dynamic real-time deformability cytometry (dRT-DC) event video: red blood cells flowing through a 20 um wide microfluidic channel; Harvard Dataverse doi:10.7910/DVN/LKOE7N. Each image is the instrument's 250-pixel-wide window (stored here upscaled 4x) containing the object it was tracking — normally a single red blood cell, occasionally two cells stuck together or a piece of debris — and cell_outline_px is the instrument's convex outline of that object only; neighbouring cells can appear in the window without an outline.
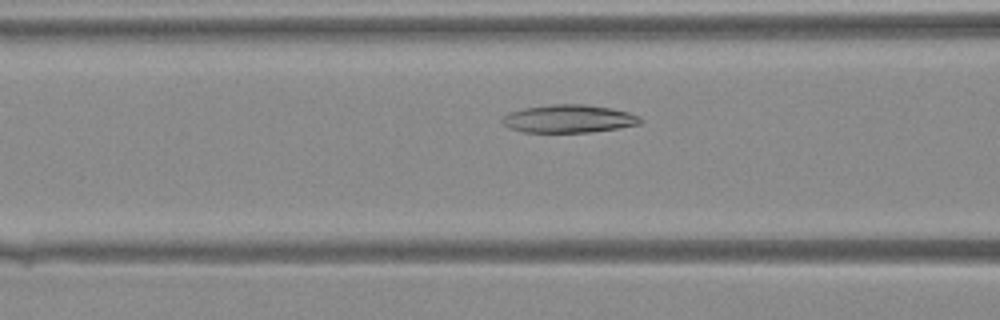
{"species": "Egyptian fruit bat (a non-hibernating species)", "species_latin": "Rousettus aegyptiacus", "temperature_condition": "warm", "stored_images_in_passage": 29, "camera_frame_rate_fps": 3000, "um_per_image_px": 0.085, "animal": {"sex": "female"}, "frame": {"image": 1, "passage_image": 4, "time_ms": 1.0, "image_size_px": [1000, 320], "cell_outline_px": [[644, 120], [640, 124], [620, 128], [588, 132], [524, 132], [508, 128], [500, 120], [500, 116], [508, 112], [524, 108], [552, 104], [584, 104], [612, 108], [628, 112], [640, 116]], "centroid_in_image_um": [48.33, 10.09], "position_along_channel_um": 118.3, "area_um2": 22.77}}
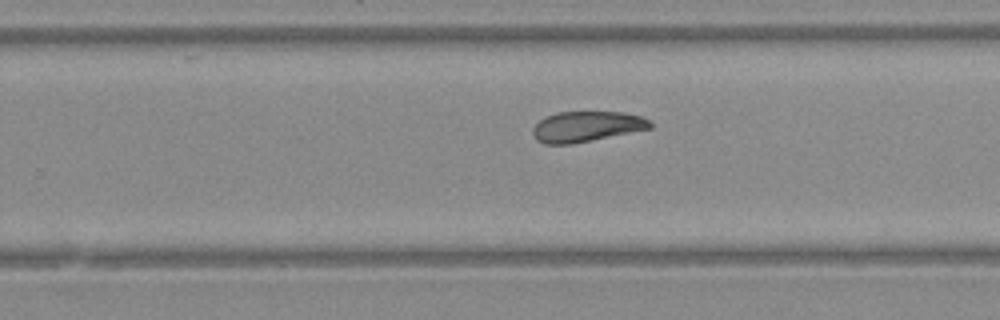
{"frame": {"image": 2, "passage_image": 14, "time_ms": 4.333, "image_size_px": [1000, 320], "cell_outline_px": [[652, 128], [572, 144], [544, 144], [536, 140], [532, 132], [532, 128], [544, 116], [556, 112], [624, 112], [640, 116], [648, 120], [652, 124]], "centroid_in_image_um": [49.82, 10.75], "position_along_channel_um": 280.0, "area_um2": 20.87}}
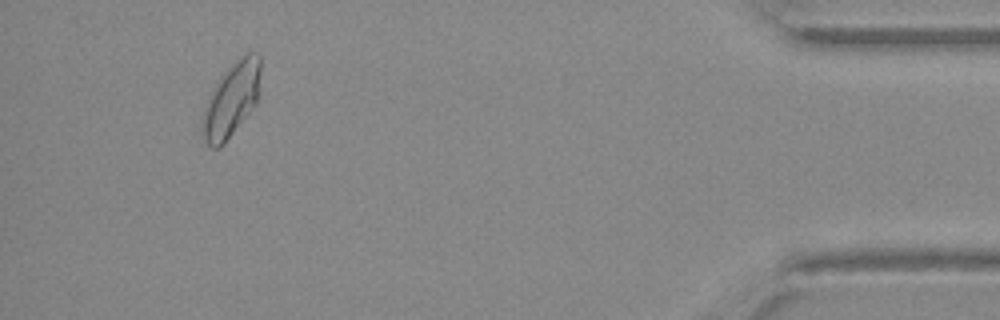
{"frame": {"image": 3, "passage_image": 26, "time_ms": 8.333, "image_size_px": [1000, 320], "cell_outline_px": [[260, 92], [256, 104], [224, 144], [220, 148], [212, 148], [204, 140], [200, 132], [200, 120], [208, 100], [216, 84], [228, 68], [240, 56], [248, 52], [260, 52]], "centroid_in_image_um": [19.68, 8.49], "position_along_channel_um": 415.5, "area_um2": 25.26}}